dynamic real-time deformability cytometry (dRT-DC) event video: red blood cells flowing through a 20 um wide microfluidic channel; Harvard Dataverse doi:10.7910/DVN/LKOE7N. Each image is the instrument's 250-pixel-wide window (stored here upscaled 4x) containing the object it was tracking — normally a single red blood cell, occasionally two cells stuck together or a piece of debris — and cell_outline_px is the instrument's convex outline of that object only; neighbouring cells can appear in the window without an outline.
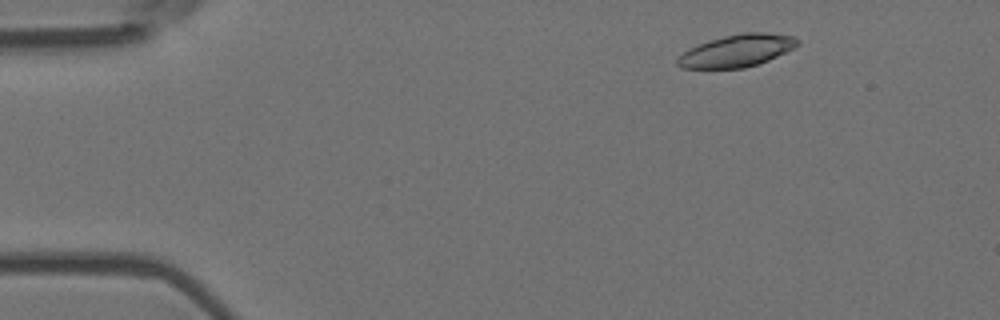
{"species": "Egyptian fruit bat (a non-hibernating species)", "species_latin": "Rousettus aegyptiacus", "temperature_condition": "room temperature", "stored_images_in_passage": 6, "camera_frame_rate_fps": 3000, "um_per_image_px": 0.085, "animal": {"sex": "female"}, "frame": {"image": 1, "passage_image": 1, "time_ms": 0.0, "image_size_px": [1000, 320], "cell_outline_px": [[800, 44], [768, 60], [744, 68], [680, 68], [676, 64], [676, 60], [688, 48], [724, 36], [744, 32], [764, 32], [796, 36], [800, 40]], "centroid_in_image_um": [62.65, 4.3], "position_along_channel_um": 22.4, "area_um2": 22.37}}
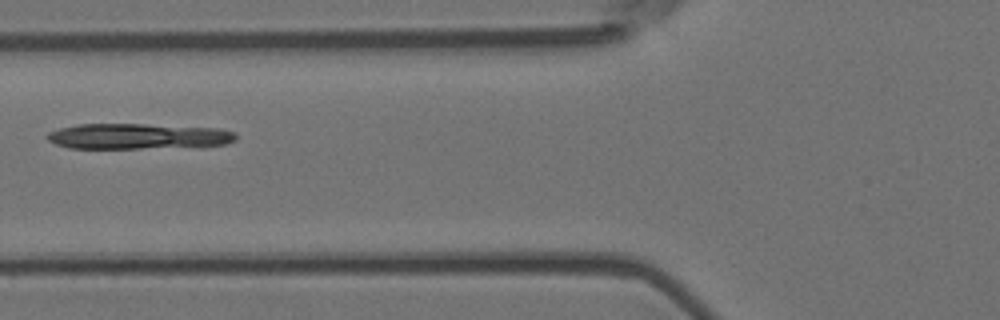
{"frame": {"image": 2, "passage_image": 5, "time_ms": 1.333, "image_size_px": [1000, 320], "cell_outline_px": [[236, 140], [228, 144], [140, 148], [68, 148], [56, 144], [48, 140], [44, 136], [48, 132], [60, 128], [76, 124], [144, 124], [220, 128], [236, 132]], "centroid_in_image_um": [11.7, 11.57], "position_along_channel_um": 114.1, "area_um2": 28.03}}
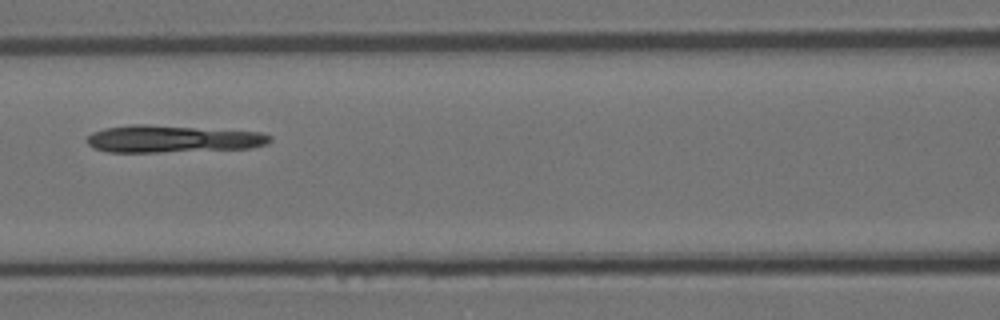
{"frame": {"image": 3, "passage_image": 6, "time_ms": 1.667, "image_size_px": [1000, 320], "cell_outline_px": [[272, 140], [268, 144], [252, 148], [160, 152], [108, 152], [96, 148], [88, 144], [88, 136], [92, 132], [104, 128], [132, 124], [144, 124], [260, 132], [272, 136]], "centroid_in_image_um": [14.68, 11.81], "position_along_channel_um": 151.9, "area_um2": 28.96}}